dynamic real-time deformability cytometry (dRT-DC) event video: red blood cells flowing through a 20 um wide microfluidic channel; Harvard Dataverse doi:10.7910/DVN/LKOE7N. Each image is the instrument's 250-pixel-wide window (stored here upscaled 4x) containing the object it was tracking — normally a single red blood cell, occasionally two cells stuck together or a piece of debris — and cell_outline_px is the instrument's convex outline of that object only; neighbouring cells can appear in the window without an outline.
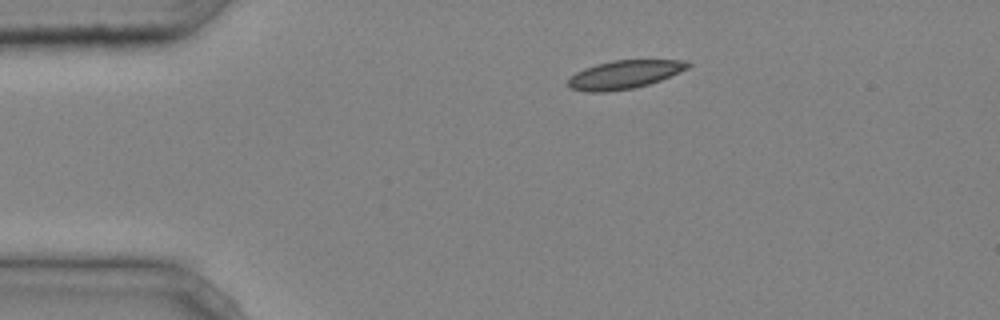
{"species": "common noctule bat (a hibernating species)", "species_latin": "Nyctalus noctula", "temperature_condition": "cold", "stored_images_in_passage": 33, "camera_frame_rate_fps": 3000, "um_per_image_px": 0.085, "animal": {"sex": "male", "body_mass_g": 20.4}, "frame": {"image": 1, "passage_image": 1, "time_ms": 0.0, "image_size_px": [1000, 320], "cell_outline_px": [[692, 64], [688, 68], [660, 80], [648, 84], [632, 88], [604, 92], [588, 92], [568, 88], [568, 80], [576, 72], [584, 68], [596, 64], [612, 60], [684, 60]], "centroid_in_image_um": [53.04, 6.33], "position_along_channel_um": 32.0, "area_um2": 19.65}}
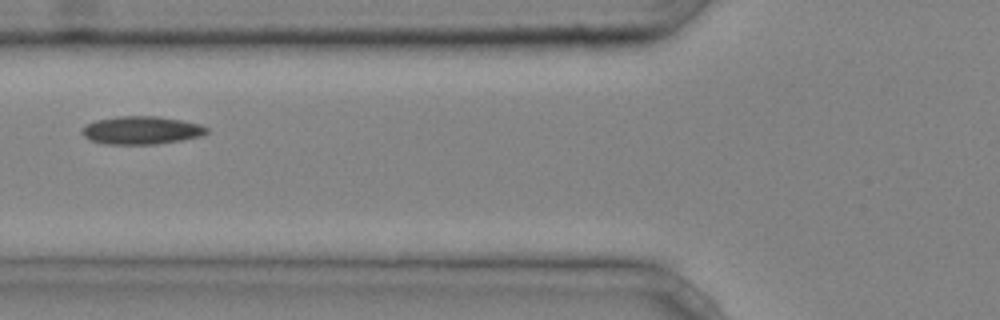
{"frame": {"image": 2, "passage_image": 10, "time_ms": 3.0, "image_size_px": [1000, 320], "cell_outline_px": [[208, 132], [200, 136], [184, 140], [156, 144], [104, 144], [88, 140], [80, 132], [88, 124], [96, 120], [120, 116], [156, 116], [180, 120], [200, 124], [208, 128]], "centroid_in_image_um": [12.02, 11.08], "position_along_channel_um": 113.8, "area_um2": 20.35}}
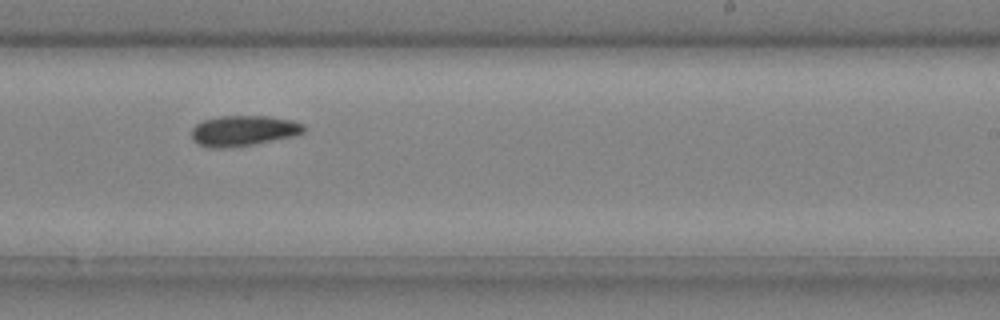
{"frame": {"image": 3, "passage_image": 21, "time_ms": 6.667, "image_size_px": [1000, 320], "cell_outline_px": [[304, 132], [296, 136], [252, 144], [228, 148], [208, 148], [196, 144], [192, 140], [192, 128], [196, 124], [204, 120], [220, 116], [268, 116], [292, 120], [304, 124]], "centroid_in_image_um": [20.67, 11.12], "position_along_channel_um": 268.3, "area_um2": 20.11}, "authors_computed_cell_mechanics": {"area_um2": 19.5942, "velocity_mm_per_s": 4.2208, "shape_relaxation_time_tau1_ms": 8.6049, "shape_relaxation_time_tau2_ms": null, "deformation_change_tau1": 0.1609, "deformation_change_tau2": null}}